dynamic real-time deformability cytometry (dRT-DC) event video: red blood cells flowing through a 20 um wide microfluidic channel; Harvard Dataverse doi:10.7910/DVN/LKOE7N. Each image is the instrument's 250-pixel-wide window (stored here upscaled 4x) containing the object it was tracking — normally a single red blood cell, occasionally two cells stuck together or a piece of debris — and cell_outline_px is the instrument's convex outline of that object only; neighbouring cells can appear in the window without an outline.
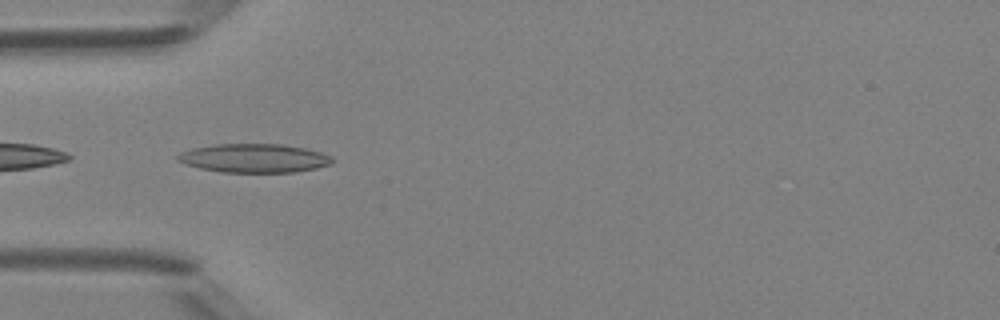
{"species": "Egyptian fruit bat (a non-hibernating species)", "species_latin": "Rousettus aegyptiacus", "temperature_condition": "room temperature", "stored_images_in_passage": 3, "camera_frame_rate_fps": 3000, "um_per_image_px": 0.085, "animal": {"sex": "female"}, "frame": {"image": 1, "passage_image": 3, "time_ms": 3.0, "image_size_px": [1000, 320], "cell_outline_px": [[332, 164], [316, 168], [296, 172], [220, 172], [200, 168], [184, 164], [176, 160], [176, 156], [180, 152], [192, 148], [216, 144], [284, 144], [304, 148], [320, 152], [332, 156]], "centroid_in_image_um": [21.57, 13.44], "position_along_channel_um": 63.4, "area_um2": 26.01}}